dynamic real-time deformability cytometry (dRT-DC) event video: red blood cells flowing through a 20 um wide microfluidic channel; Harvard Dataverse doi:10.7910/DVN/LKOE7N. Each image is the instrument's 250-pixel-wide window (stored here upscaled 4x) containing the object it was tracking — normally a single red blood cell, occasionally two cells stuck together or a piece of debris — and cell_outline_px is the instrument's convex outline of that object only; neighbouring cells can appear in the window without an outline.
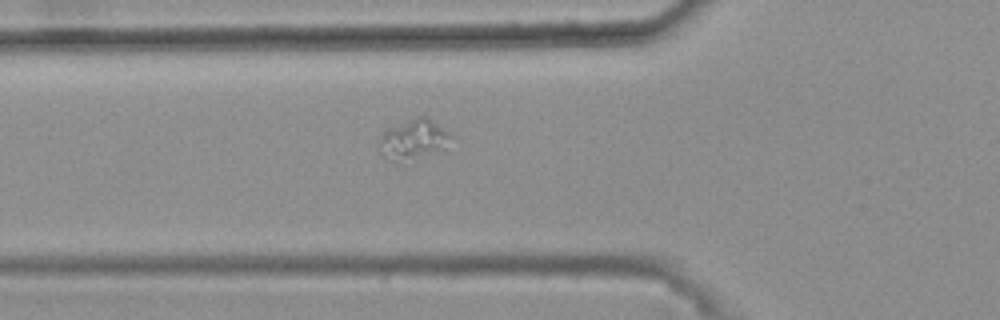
{"species": "common noctule bat (a hibernating species)", "species_latin": "Nyctalus noctula", "temperature_condition": "warm", "stored_images_in_passage": 34, "camera_frame_rate_fps": 3000, "um_per_image_px": 0.085, "animal": {"sex": "female", "body_mass_g": 25.1}, "frame": {"image": 1, "passage_image": 2, "time_ms": 0.333, "image_size_px": [1000, 320], "cell_outline_px": [[452, 136], [436, 148], [400, 164], [396, 164], [380, 140], [380, 136], [384, 128], [420, 116], [424, 116], [432, 120], [448, 132]], "centroid_in_image_um": [35.08, 11.77], "position_along_channel_um": 90.7, "area_um2": 15.14}}
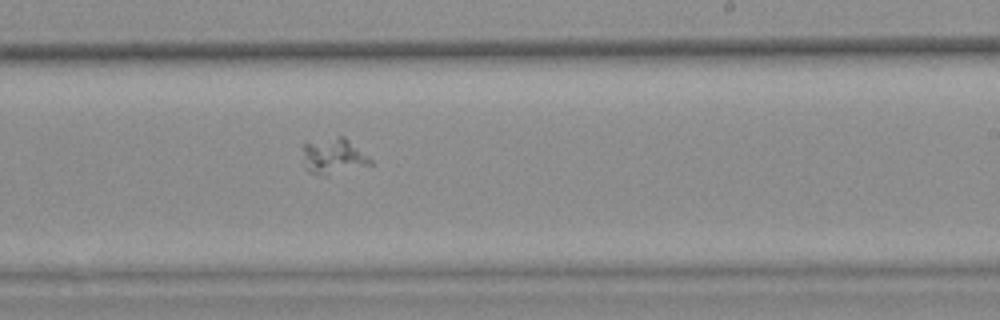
{"frame": {"image": 2, "passage_image": 16, "time_ms": 5.0, "image_size_px": [1000, 320], "cell_outline_px": [[372, 164], [328, 176], [324, 176], [308, 172], [304, 168], [304, 140], [336, 136], [344, 136], [368, 156], [372, 160]], "centroid_in_image_um": [28.3, 13.26], "position_along_channel_um": 260.7, "area_um2": 14.51}}
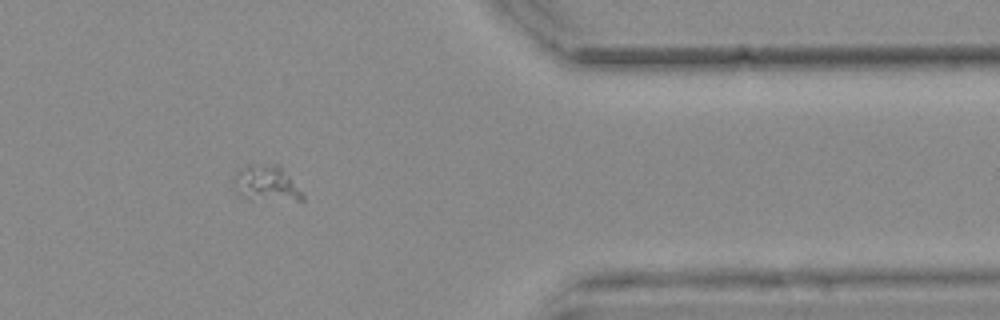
{"frame": {"image": 3, "passage_image": 28, "time_ms": 9.0, "image_size_px": [1000, 320], "cell_outline_px": [[304, 200], [248, 200], [240, 196], [236, 192], [232, 184], [232, 180], [236, 172], [248, 164], [280, 164], [304, 196]], "centroid_in_image_um": [22.57, 15.59], "position_along_channel_um": 388.8, "area_um2": 14.62}}